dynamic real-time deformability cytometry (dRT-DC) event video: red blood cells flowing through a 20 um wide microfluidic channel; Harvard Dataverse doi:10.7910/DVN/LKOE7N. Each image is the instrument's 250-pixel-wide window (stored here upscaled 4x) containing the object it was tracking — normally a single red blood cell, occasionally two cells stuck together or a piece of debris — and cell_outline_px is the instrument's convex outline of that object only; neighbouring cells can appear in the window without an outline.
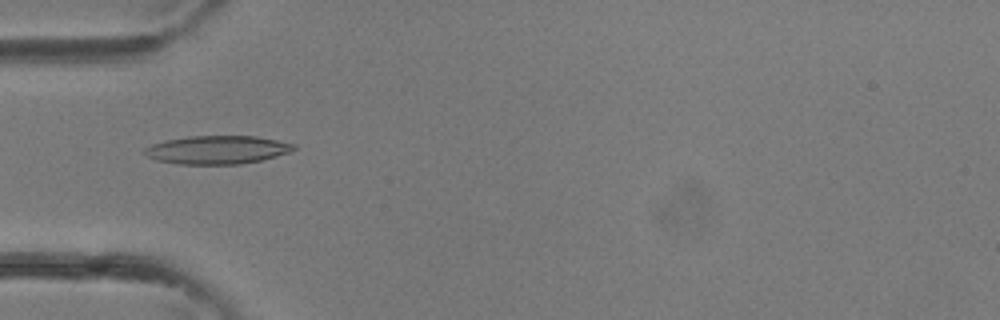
{"species": "common noctule bat (a hibernating species)", "species_latin": "Nyctalus noctula", "temperature_condition": "room temperature", "stored_images_in_passage": 24, "camera_frame_rate_fps": 3000, "um_per_image_px": 0.085, "animal": {"sex": "female"}, "frame": {"image": 1, "passage_image": 3, "time_ms": 0.667, "image_size_px": [1000, 320], "cell_outline_px": [[296, 148], [292, 152], [260, 160], [240, 164], [176, 164], [156, 160], [148, 156], [144, 152], [144, 148], [152, 144], [164, 140], [188, 136], [256, 136], [296, 144]], "centroid_in_image_um": [18.47, 12.73], "position_along_channel_um": 66.5, "area_um2": 24.68}}
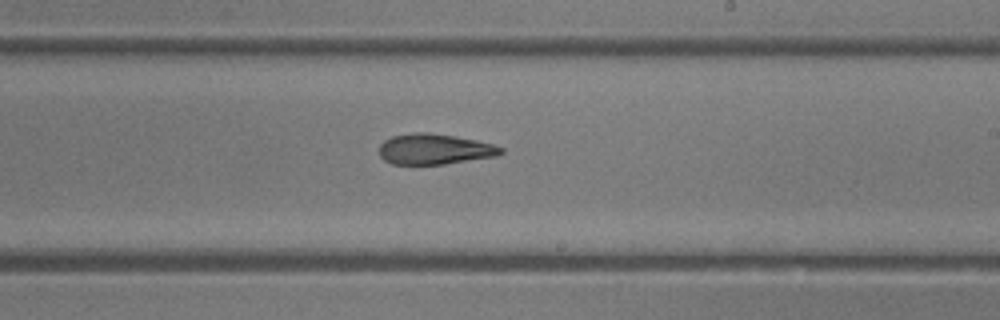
{"frame": {"image": 2, "passage_image": 13, "time_ms": 4.0, "image_size_px": [1000, 320], "cell_outline_px": [[504, 152], [496, 156], [444, 164], [392, 164], [384, 160], [380, 156], [380, 144], [384, 140], [392, 136], [416, 132], [428, 132], [456, 136], [476, 140], [492, 144], [504, 148]], "centroid_in_image_um": [36.93, 12.67], "position_along_channel_um": 252.1, "area_um2": 21.68}}
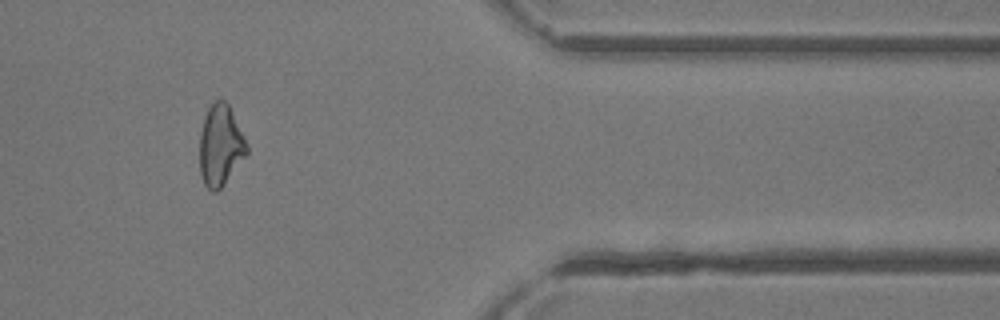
{"frame": {"image": 3, "passage_image": 22, "time_ms": 7.0, "image_size_px": [1000, 320], "cell_outline_px": [[248, 152], [224, 184], [216, 192], [212, 192], [204, 184], [200, 172], [200, 132], [204, 116], [208, 108], [216, 100], [224, 100], [228, 104], [248, 144]], "centroid_in_image_um": [18.73, 12.36], "position_along_channel_um": 392.7, "area_um2": 22.08}}